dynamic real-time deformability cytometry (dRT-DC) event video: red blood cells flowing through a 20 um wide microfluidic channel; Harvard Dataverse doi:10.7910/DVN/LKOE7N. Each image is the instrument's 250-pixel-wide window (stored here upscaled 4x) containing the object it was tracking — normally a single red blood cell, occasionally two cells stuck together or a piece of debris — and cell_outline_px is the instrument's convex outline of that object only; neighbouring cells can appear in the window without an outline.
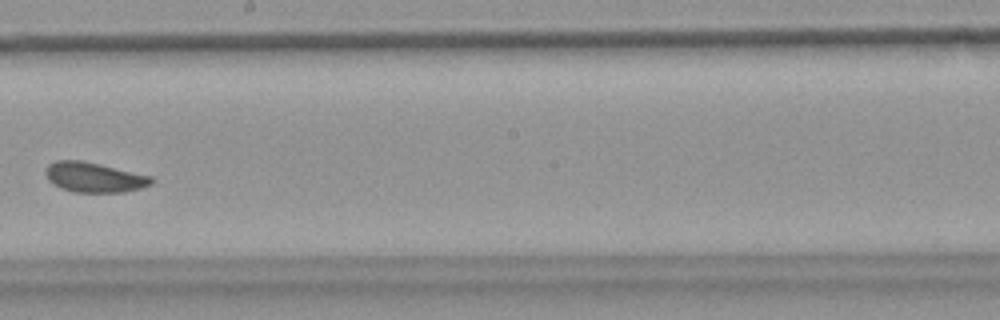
{"species": "common noctule bat (a hibernating species)", "species_latin": "Nyctalus noctula", "temperature_condition": "warm", "stored_images_in_passage": 8, "camera_frame_rate_fps": 3000, "um_per_image_px": 0.085, "animal": {"sex": "female", "body_mass_g": 18.4}, "frame": {"image": 1, "passage_image": 8, "time_ms": 2.333, "image_size_px": [1000, 320], "cell_outline_px": [[156, 180], [152, 184], [140, 188], [124, 192], [76, 192], [60, 188], [52, 184], [48, 180], [44, 172], [48, 164], [56, 160], [84, 160], [152, 176]], "centroid_in_image_um": [8.0, 15.06], "position_along_channel_um": 240.2, "area_um2": 18.73}}